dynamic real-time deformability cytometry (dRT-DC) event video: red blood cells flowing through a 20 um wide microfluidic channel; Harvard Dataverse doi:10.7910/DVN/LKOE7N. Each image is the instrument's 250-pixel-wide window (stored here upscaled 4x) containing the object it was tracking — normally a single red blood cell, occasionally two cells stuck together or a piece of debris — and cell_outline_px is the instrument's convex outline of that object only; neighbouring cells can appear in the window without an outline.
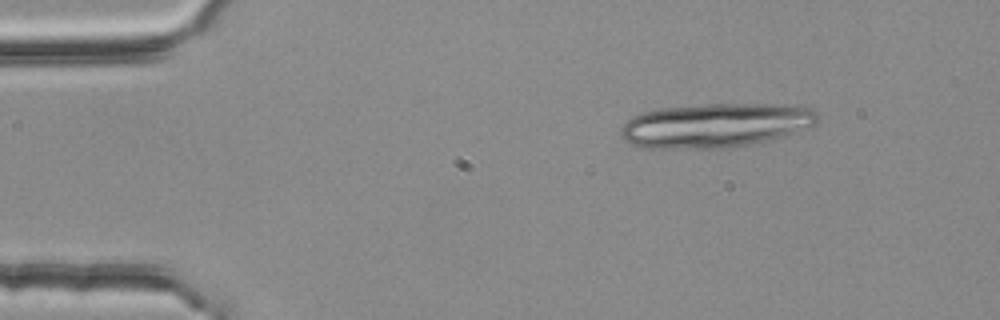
{"species": "common noctule bat (a hibernating species)", "species_latin": "Nyctalus noctula", "temperature_condition": "room temperature", "stored_images_in_passage": 3, "camera_frame_rate_fps": 3000, "um_per_image_px": 0.085, "animal": {"sex": "female", "body_mass_g": 25.1}, "frame": {"image": 1, "passage_image": 1, "time_ms": 0.0, "image_size_px": [1000, 320], "cell_outline_px": [[820, 116], [816, 124], [780, 136], [748, 144], [724, 148], [640, 148], [624, 140], [620, 136], [620, 128], [632, 116], [640, 112], [660, 108], [704, 104], [768, 104], [812, 108]], "centroid_in_image_um": [60.72, 10.64], "position_along_channel_um": 24.3, "area_um2": 50.4}}